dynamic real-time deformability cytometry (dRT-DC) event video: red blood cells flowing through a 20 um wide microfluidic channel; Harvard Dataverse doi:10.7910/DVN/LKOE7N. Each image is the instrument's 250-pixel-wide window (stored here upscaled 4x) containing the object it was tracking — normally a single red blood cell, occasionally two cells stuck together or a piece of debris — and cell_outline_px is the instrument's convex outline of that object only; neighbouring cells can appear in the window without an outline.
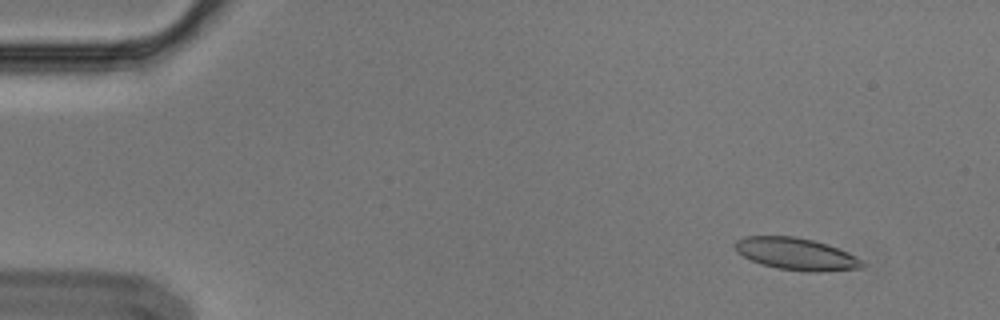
{"species": "Egyptian fruit bat (a non-hibernating species)", "species_latin": "Rousettus aegyptiacus", "temperature_condition": "cold", "stored_images_in_passage": 4, "camera_frame_rate_fps": 3000, "um_per_image_px": 0.085, "animal": {"sex": "male"}, "frame": {"image": 1, "passage_image": 1, "time_ms": 0.0, "image_size_px": [1000, 320], "cell_outline_px": [[868, 264], [864, 268], [820, 272], [808, 272], [776, 268], [760, 264], [736, 252], [732, 244], [736, 240], [744, 236], [796, 236], [828, 244], [848, 252], [864, 260]], "centroid_in_image_um": [67.71, 21.59], "position_along_channel_um": 17.3, "area_um2": 24.28}}
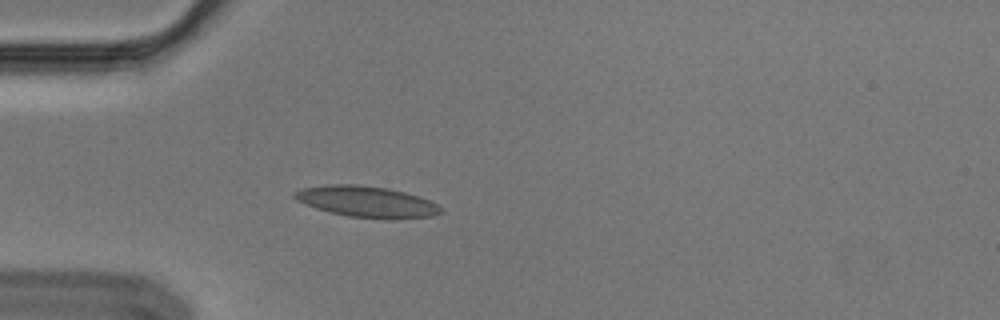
{"frame": {"image": 2, "passage_image": 4, "time_ms": 1.0, "image_size_px": [1000, 320], "cell_outline_px": [[444, 212], [432, 216], [392, 220], [348, 216], [316, 208], [304, 204], [296, 200], [292, 196], [292, 192], [300, 188], [328, 184], [360, 184], [388, 188], [420, 196], [444, 208]], "centroid_in_image_um": [31.17, 17.14], "position_along_channel_um": 53.8, "area_um2": 26.93}}